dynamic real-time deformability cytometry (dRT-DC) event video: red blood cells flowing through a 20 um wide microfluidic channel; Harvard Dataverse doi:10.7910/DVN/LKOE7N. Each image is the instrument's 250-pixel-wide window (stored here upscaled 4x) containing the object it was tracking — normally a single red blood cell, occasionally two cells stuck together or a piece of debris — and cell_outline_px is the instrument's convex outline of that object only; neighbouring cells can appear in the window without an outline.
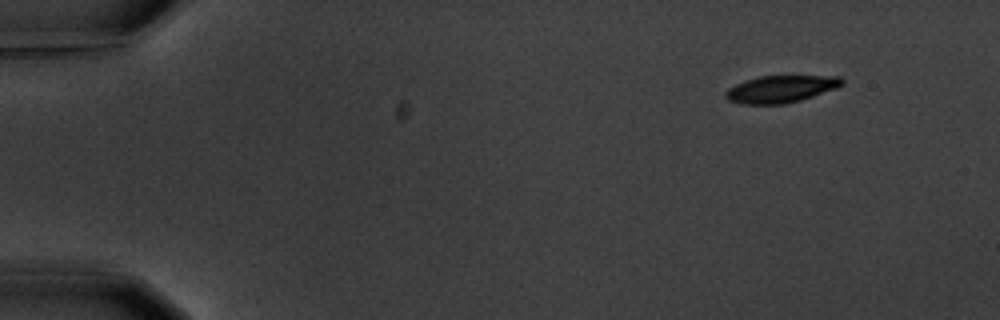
{"species": "common noctule bat (a hibernating species)", "species_latin": "Nyctalus noctula", "temperature_condition": "warm", "stored_images_in_passage": 11, "camera_frame_rate_fps": 3000, "um_per_image_px": 0.085, "animal": {"sex": "male", "body_mass_g": 20.1, "forearm_length_mm": 53.5}, "frame": {"image": 1, "passage_image": 1, "time_ms": 0.0, "image_size_px": [1000, 320], "cell_outline_px": [[844, 84], [836, 88], [800, 100], [784, 104], [740, 104], [728, 100], [724, 96], [724, 92], [728, 88], [744, 80], [760, 76], [840, 76], [844, 80]], "centroid_in_image_um": [66.34, 7.56], "position_along_channel_um": 18.7, "area_um2": 18.44}}
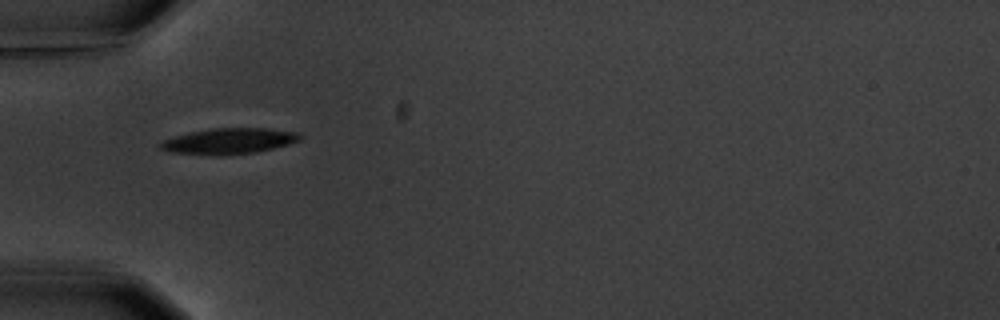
{"frame": {"image": 2, "passage_image": 4, "time_ms": 4.333, "image_size_px": [1000, 320], "cell_outline_px": [[304, 136], [300, 140], [288, 144], [256, 152], [220, 156], [172, 152], [160, 148], [156, 144], [164, 140], [176, 136], [192, 132], [212, 128], [268, 128], [300, 132]], "centroid_in_image_um": [19.51, 11.99], "position_along_channel_um": 65.5, "area_um2": 21.04}}